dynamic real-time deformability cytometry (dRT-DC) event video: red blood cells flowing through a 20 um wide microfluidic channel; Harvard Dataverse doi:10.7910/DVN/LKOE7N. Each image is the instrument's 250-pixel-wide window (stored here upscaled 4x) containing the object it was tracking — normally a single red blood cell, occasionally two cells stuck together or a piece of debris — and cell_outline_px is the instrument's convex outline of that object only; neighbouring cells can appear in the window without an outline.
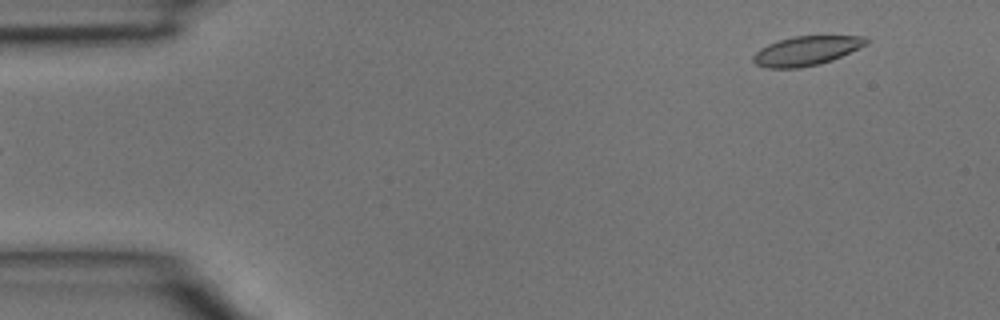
{"species": "common noctule bat (a hibernating species)", "species_latin": "Nyctalus noctula", "temperature_condition": "room temperature", "stored_images_in_passage": 4, "camera_frame_rate_fps": 3000, "um_per_image_px": 0.085, "animal": {"sex": "male", "body_mass_g": 15.6}, "frame": {"image": 1, "passage_image": 4, "time_ms": 1.0, "image_size_px": [1000, 320], "cell_outline_px": [[868, 44], [832, 60], [820, 64], [800, 68], [768, 68], [756, 64], [752, 60], [752, 56], [760, 48], [768, 44], [792, 36], [864, 36], [868, 40]], "centroid_in_image_um": [68.53, 4.32], "position_along_channel_um": 16.5, "area_um2": 19.25}}